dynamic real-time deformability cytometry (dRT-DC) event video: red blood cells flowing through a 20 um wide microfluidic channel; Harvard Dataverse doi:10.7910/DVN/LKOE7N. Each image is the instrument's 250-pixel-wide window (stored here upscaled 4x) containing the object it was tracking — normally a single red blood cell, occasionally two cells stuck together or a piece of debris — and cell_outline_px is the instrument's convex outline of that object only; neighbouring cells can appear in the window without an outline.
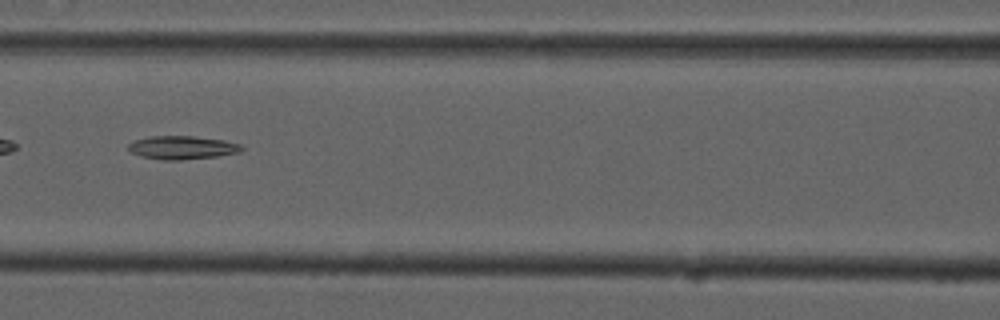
{"species": "common noctule bat (a hibernating species)", "species_latin": "Nyctalus noctula", "temperature_condition": "cold", "stored_images_in_passage": 54, "camera_frame_rate_fps": 3000, "um_per_image_px": 0.085, "animal": {"sex": "male", "forearm_length_mm": 52.5}, "frame": {"image": 1, "passage_image": 24, "time_ms": 7.667, "image_size_px": [1000, 320], "cell_outline_px": [[244, 148], [240, 152], [216, 156], [180, 160], [164, 160], [140, 156], [132, 152], [128, 148], [128, 144], [136, 140], [148, 136], [192, 136], [224, 140], [240, 144]], "centroid_in_image_um": [15.49, 12.54], "position_along_channel_um": 151.1, "area_um2": 15.32}}